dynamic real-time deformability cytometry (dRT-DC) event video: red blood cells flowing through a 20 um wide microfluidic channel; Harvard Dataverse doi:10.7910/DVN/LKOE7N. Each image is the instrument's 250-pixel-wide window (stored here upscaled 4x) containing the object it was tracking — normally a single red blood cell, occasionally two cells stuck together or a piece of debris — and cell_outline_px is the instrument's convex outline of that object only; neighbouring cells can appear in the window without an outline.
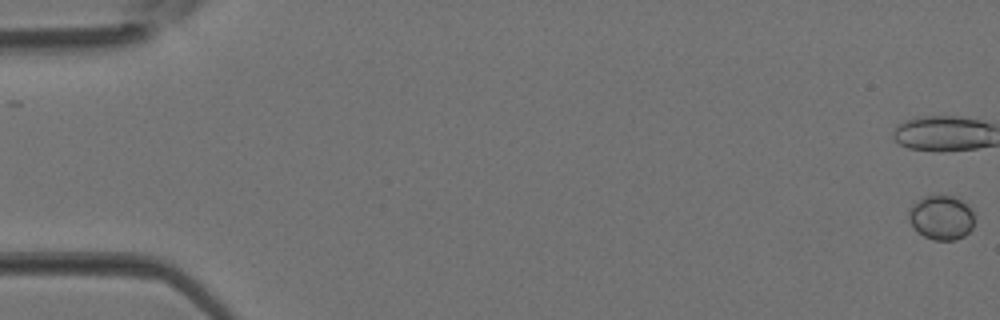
{"species": "Egyptian fruit bat (a non-hibernating species)", "species_latin": "Rousettus aegyptiacus", "temperature_condition": "room temperature", "stored_images_in_passage": 4, "camera_frame_rate_fps": 3000, "um_per_image_px": 0.085, "animal": {"sex": "female"}, "frame": {"image": 1, "passage_image": 1, "time_ms": 0.0, "image_size_px": [1000, 320], "cell_outline_px": [[972, 228], [964, 236], [956, 240], [932, 240], [924, 236], [912, 224], [908, 216], [908, 212], [912, 204], [924, 196], [952, 196], [960, 200], [972, 212]], "centroid_in_image_um": [79.99, 18.5], "position_along_channel_um": 5.0, "area_um2": 16.53}}